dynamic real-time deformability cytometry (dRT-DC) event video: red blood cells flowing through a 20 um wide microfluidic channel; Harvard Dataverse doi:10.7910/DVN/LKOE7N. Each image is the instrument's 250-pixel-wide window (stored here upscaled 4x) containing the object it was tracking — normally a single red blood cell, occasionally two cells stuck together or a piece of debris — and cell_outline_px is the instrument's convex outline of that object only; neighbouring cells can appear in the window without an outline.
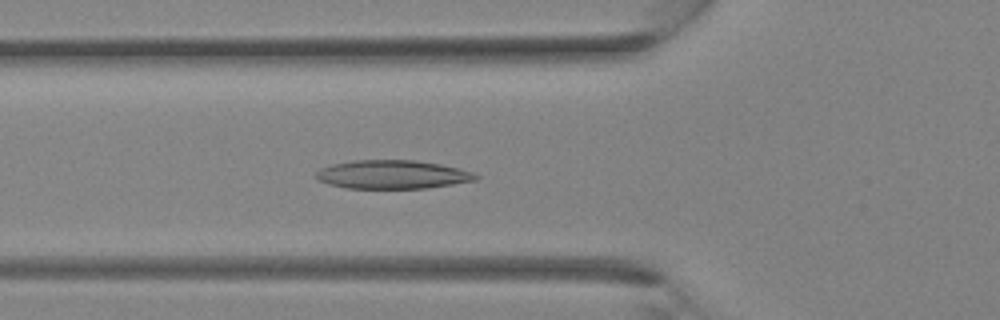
{"species": "Egyptian fruit bat (a non-hibernating species)", "species_latin": "Rousettus aegyptiacus", "temperature_condition": "room temperature", "stored_images_in_passage": 34, "camera_frame_rate_fps": 3000, "um_per_image_px": 0.085, "animal": {"sex": "female"}, "frame": {"image": 1, "passage_image": 12, "time_ms": 3.667, "image_size_px": [1000, 320], "cell_outline_px": [[480, 176], [476, 180], [428, 188], [344, 188], [328, 184], [316, 180], [316, 172], [320, 168], [332, 164], [352, 160], [416, 160], [440, 164], [476, 172]], "centroid_in_image_um": [33.35, 14.83], "position_along_channel_um": 92.5, "area_um2": 26.82}}
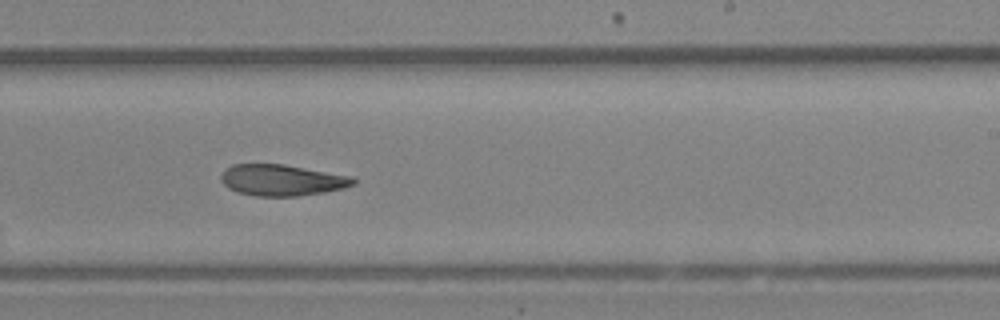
{"frame": {"image": 2, "passage_image": 21, "time_ms": 6.667, "image_size_px": [1000, 320], "cell_outline_px": [[356, 184], [344, 188], [324, 192], [296, 196], [256, 196], [236, 192], [228, 188], [220, 180], [220, 176], [232, 164], [284, 164], [352, 176], [356, 180]], "centroid_in_image_um": [23.97, 15.31], "position_along_channel_um": 265.0, "area_um2": 24.1}}
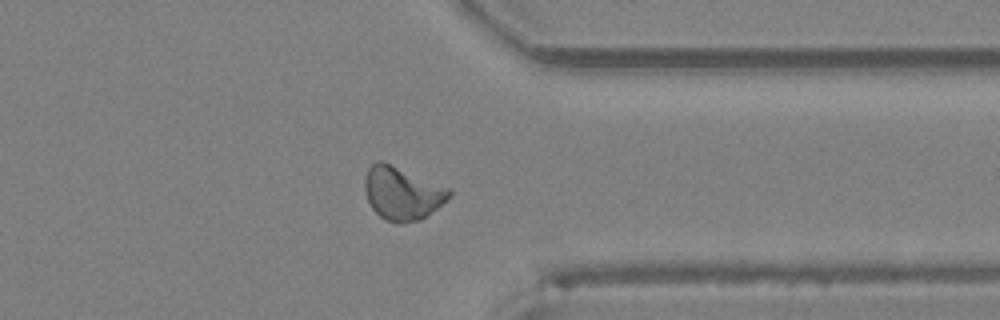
{"frame": {"image": 3, "passage_image": 27, "time_ms": 8.667, "image_size_px": [1000, 320], "cell_outline_px": [[452, 196], [420, 220], [396, 224], [384, 220], [372, 208], [368, 200], [364, 188], [364, 180], [368, 168], [376, 160], [380, 160], [452, 188]], "centroid_in_image_um": [34.19, 16.43], "position_along_channel_um": 377.2, "area_um2": 26.24}}